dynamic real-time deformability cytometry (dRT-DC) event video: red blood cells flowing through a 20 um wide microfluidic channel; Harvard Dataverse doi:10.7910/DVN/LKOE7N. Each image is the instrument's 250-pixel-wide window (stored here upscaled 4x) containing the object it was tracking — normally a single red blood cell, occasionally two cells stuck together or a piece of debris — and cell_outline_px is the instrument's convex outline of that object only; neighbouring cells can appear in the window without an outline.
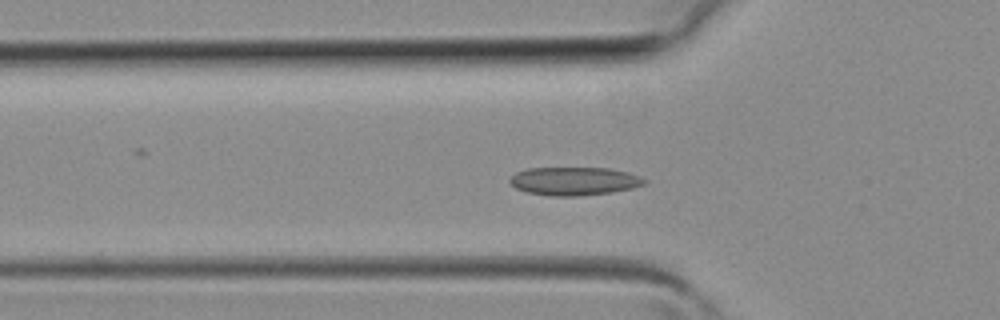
{"species": "common noctule bat (a hibernating species)", "species_latin": "Nyctalus noctula", "temperature_condition": "room temperature", "stored_images_in_passage": 36, "camera_frame_rate_fps": 3000, "um_per_image_px": 0.085, "animal": {"sex": "female", "body_mass_g": 19.3, "forearm_length_mm": 54.1}, "frame": {"image": 1, "passage_image": 8, "time_ms": 2.333, "image_size_px": [1000, 320], "cell_outline_px": [[648, 184], [632, 188], [612, 192], [580, 196], [552, 196], [528, 192], [516, 188], [508, 180], [516, 172], [528, 168], [608, 168], [628, 172], [640, 176], [648, 180]], "centroid_in_image_um": [48.86, 15.39], "position_along_channel_um": 76.9, "area_um2": 22.25}}
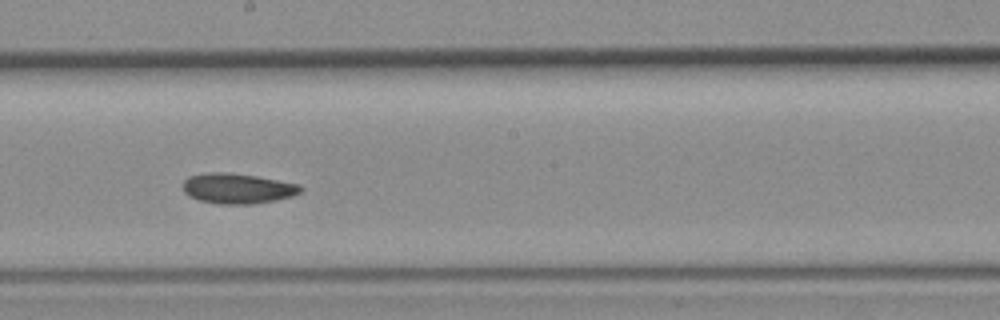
{"frame": {"image": 2, "passage_image": 17, "time_ms": 5.333, "image_size_px": [1000, 320], "cell_outline_px": [[304, 188], [300, 192], [292, 196], [276, 200], [252, 204], [220, 204], [200, 200], [188, 196], [184, 192], [180, 184], [188, 176], [204, 172], [228, 172], [256, 176], [300, 184]], "centroid_in_image_um": [20.15, 16.01], "position_along_channel_um": 228.0, "area_um2": 21.04}}
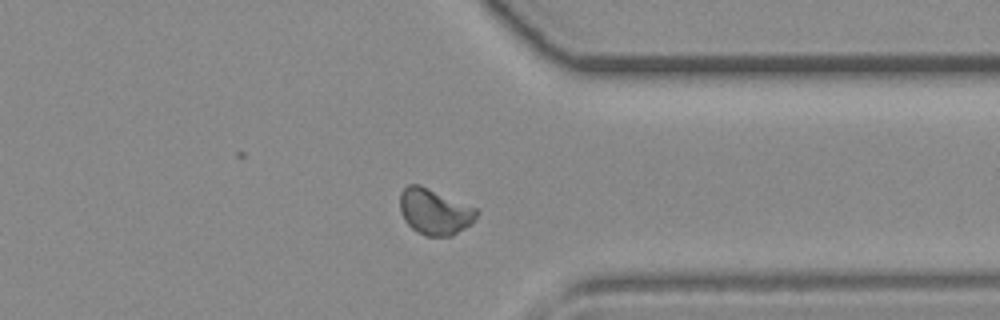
{"frame": {"image": 3, "passage_image": 26, "time_ms": 8.333, "image_size_px": [1000, 320], "cell_outline_px": [[480, 212], [472, 224], [452, 236], [424, 236], [416, 232], [404, 220], [400, 212], [400, 192], [408, 184], [420, 184], [476, 208]], "centroid_in_image_um": [36.94, 18.0], "position_along_channel_um": 374.5, "area_um2": 20.75}}